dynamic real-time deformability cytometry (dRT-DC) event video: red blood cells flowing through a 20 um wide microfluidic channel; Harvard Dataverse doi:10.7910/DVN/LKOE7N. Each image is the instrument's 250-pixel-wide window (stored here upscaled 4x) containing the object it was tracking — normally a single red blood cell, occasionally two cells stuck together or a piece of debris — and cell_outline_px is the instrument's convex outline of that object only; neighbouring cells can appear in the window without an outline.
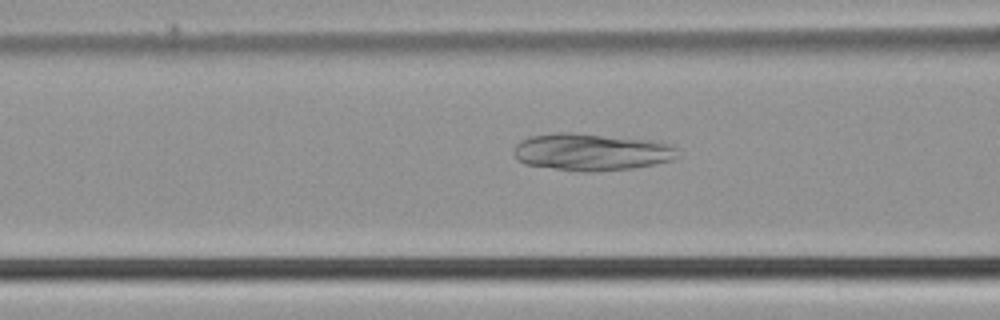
{"species": "common noctule bat (a hibernating species)", "species_latin": "Nyctalus noctula", "temperature_condition": "cold", "stored_images_in_passage": 50, "camera_frame_rate_fps": 3000, "um_per_image_px": 0.085, "animal": {"sex": "male", "body_mass_g": 21.5, "forearm_length_mm": 52.0}, "frame": {"image": 1, "passage_image": 20, "time_ms": 6.333, "image_size_px": [1000, 320], "cell_outline_px": [[680, 156], [672, 160], [636, 168], [596, 172], [580, 172], [524, 164], [516, 156], [516, 144], [520, 140], [528, 136], [556, 132], [572, 132], [656, 140], [672, 144], [676, 148]], "centroid_in_image_um": [50.34, 12.91], "position_along_channel_um": 116.3, "area_um2": 36.01}}
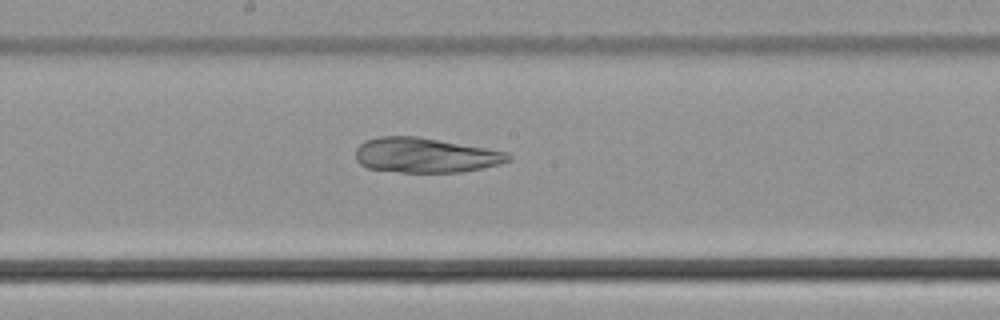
{"frame": {"image": 2, "passage_image": 27, "time_ms": 8.667, "image_size_px": [1000, 320], "cell_outline_px": [[512, 160], [500, 164], [460, 172], [400, 172], [368, 168], [360, 164], [356, 160], [356, 148], [364, 140], [380, 136], [416, 136], [440, 140], [508, 152], [512, 156]], "centroid_in_image_um": [36.15, 13.19], "position_along_channel_um": 212.1, "area_um2": 30.98}}
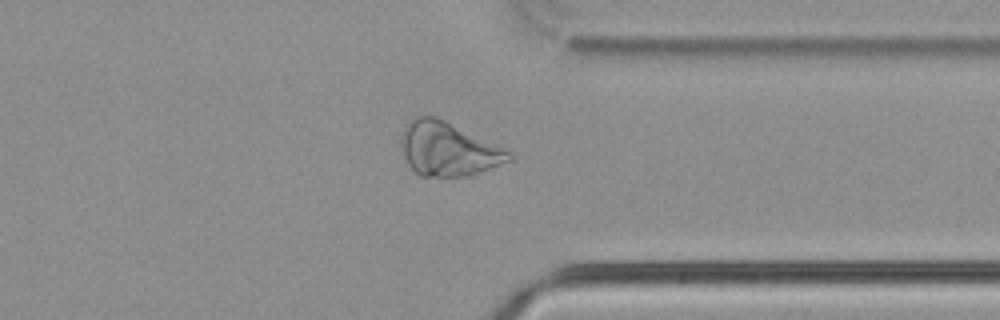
{"frame": {"image": 3, "passage_image": 39, "time_ms": 12.667, "image_size_px": [1000, 320], "cell_outline_px": [[512, 160], [468, 176], [420, 176], [408, 164], [400, 148], [400, 136], [404, 128], [416, 116], [436, 116], [504, 148], [512, 152]], "centroid_in_image_um": [38.07, 12.67], "position_along_channel_um": 373.3, "area_um2": 33.52}}